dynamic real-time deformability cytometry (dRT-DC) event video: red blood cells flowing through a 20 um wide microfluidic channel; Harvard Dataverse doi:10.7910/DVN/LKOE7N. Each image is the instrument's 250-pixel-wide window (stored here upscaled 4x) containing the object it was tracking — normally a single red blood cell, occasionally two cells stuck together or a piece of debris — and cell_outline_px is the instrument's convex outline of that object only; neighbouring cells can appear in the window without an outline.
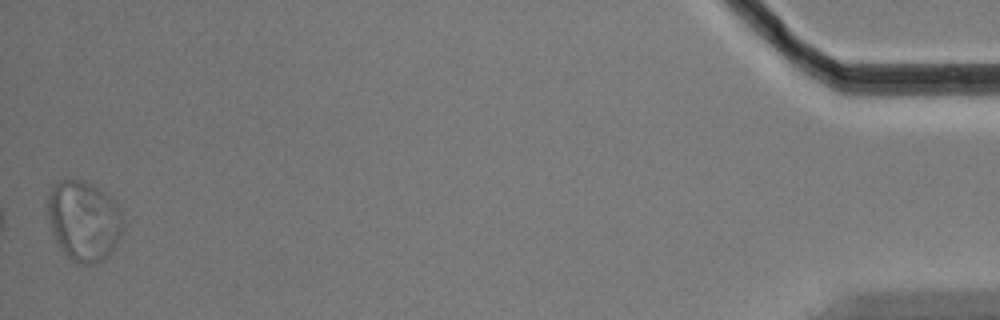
{"species": "Egyptian fruit bat (a non-hibernating species)", "species_latin": "Rousettus aegyptiacus", "temperature_condition": "cold", "stored_images_in_passage": 41, "segment_of_instrument_passage": [2, 2], "camera_frame_rate_fps": 3000, "um_per_image_px": 0.085, "animal": {"sex": "male"}, "frame": {"image": 1, "passage_image": 41, "time_ms": 13.333, "image_size_px": [1000, 320], "cell_outline_px": [[124, 228], [116, 244], [108, 256], [104, 260], [96, 264], [76, 264], [60, 248], [52, 232], [48, 216], [48, 196], [52, 188], [60, 180], [84, 180], [92, 184], [104, 192], [120, 204], [124, 220]], "centroid_in_image_um": [7.17, 18.77], "position_along_channel_um": 428.0, "area_um2": 35.55}}